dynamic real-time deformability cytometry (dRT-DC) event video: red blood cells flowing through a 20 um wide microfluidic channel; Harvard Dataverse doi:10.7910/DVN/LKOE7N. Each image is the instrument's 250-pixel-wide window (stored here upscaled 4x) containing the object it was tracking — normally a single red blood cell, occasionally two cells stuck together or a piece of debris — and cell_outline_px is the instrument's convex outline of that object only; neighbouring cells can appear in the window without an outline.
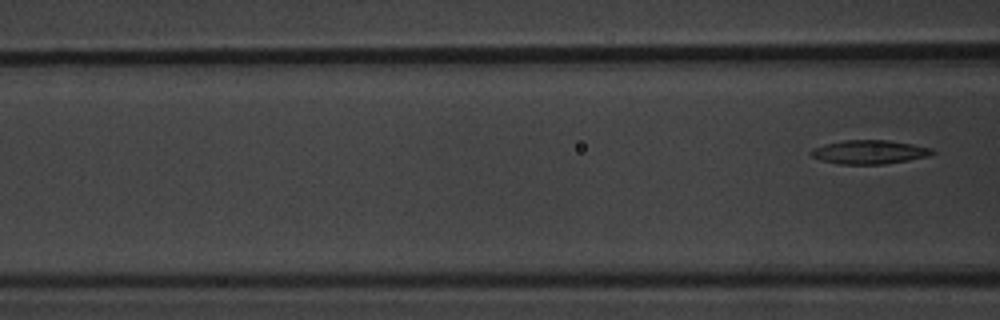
{"species": "common noctule bat (a hibernating species)", "species_latin": "Nyctalus noctula", "temperature_condition": "warm", "stored_images_in_passage": 7, "camera_frame_rate_fps": 3000, "um_per_image_px": 0.085, "animal": {"sex": "male", "body_mass_g": 20.1, "forearm_length_mm": 53.5}, "frame": {"image": 1, "passage_image": 7, "time_ms": 8.667, "image_size_px": [1000, 320], "cell_outline_px": [[936, 152], [928, 156], [908, 160], [884, 164], [840, 164], [820, 160], [812, 156], [808, 152], [824, 144], [844, 140], [888, 140], [912, 144], [932, 148]], "centroid_in_image_um": [73.9, 12.92], "position_along_channel_um": 92.7, "area_um2": 16.76}}